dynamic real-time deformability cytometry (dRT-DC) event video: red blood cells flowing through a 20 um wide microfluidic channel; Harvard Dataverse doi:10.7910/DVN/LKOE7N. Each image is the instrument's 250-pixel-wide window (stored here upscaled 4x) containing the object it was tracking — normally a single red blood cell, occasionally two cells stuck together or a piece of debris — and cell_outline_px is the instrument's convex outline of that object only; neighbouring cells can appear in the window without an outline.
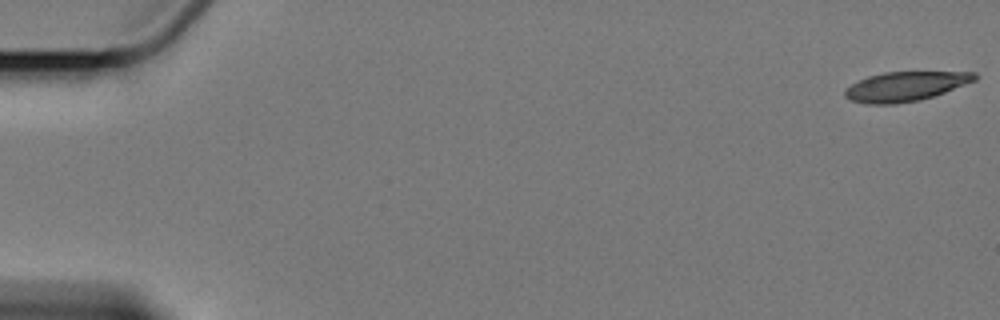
{"species": "Egyptian fruit bat (a non-hibernating species)", "species_latin": "Rousettus aegyptiacus", "temperature_condition": "cold", "stored_images_in_passage": 6, "camera_frame_rate_fps": 3000, "um_per_image_px": 0.085, "animal": {"sex": "female"}, "frame": {"image": 1, "passage_image": 1, "time_ms": 0.0, "image_size_px": [1000, 320], "cell_outline_px": [[976, 80], [944, 92], [920, 100], [896, 104], [868, 104], [848, 100], [844, 96], [844, 88], [868, 76], [884, 72], [976, 72]], "centroid_in_image_um": [76.91, 7.35], "position_along_channel_um": 8.1, "area_um2": 22.2}}